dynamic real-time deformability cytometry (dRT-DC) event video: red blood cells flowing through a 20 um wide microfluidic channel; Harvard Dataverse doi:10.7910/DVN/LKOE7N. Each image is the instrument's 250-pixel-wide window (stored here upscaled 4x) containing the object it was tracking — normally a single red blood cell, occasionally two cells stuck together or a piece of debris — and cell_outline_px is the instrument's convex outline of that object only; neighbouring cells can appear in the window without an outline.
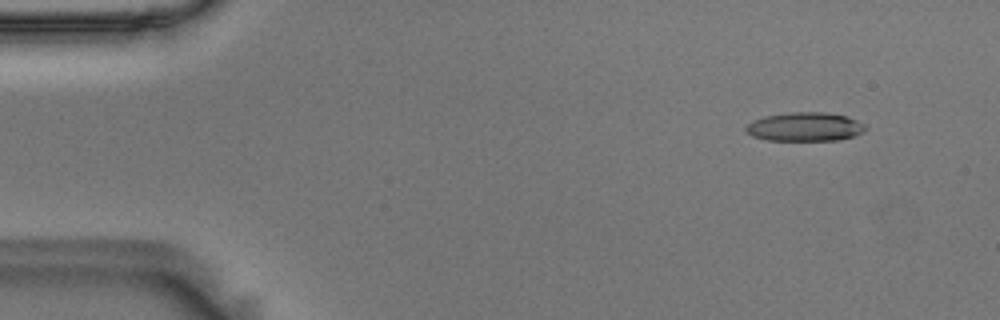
{"species": "Egyptian fruit bat (a non-hibernating species)", "species_latin": "Rousettus aegyptiacus", "temperature_condition": "room temperature", "stored_images_in_passage": 55, "camera_frame_rate_fps": 3000, "um_per_image_px": 0.085, "animal": {"sex": "male"}, "frame": {"image": 1, "passage_image": 5, "time_ms": 1.333, "image_size_px": [1000, 320], "cell_outline_px": [[868, 128], [864, 132], [852, 136], [836, 140], [768, 140], [752, 136], [744, 128], [752, 120], [764, 116], [788, 112], [824, 112], [848, 116], [864, 124]], "centroid_in_image_um": [68.42, 10.77], "position_along_channel_um": 16.6, "area_um2": 20.11}}
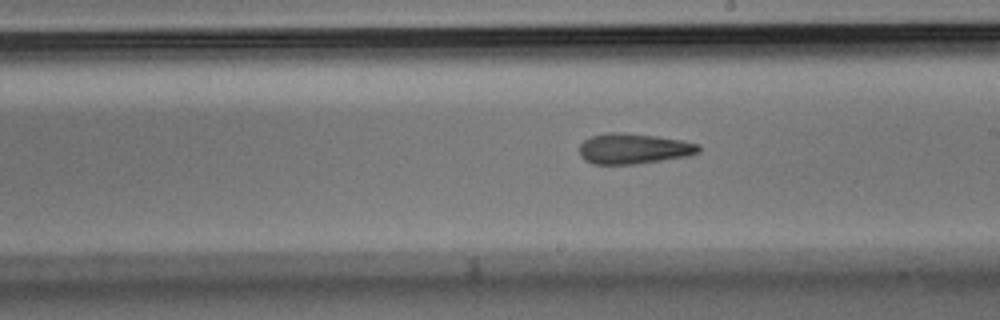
{"frame": {"image": 2, "passage_image": 31, "time_ms": 10.0, "image_size_px": [1000, 320], "cell_outline_px": [[700, 152], [688, 156], [636, 164], [592, 164], [584, 160], [580, 156], [580, 144], [584, 140], [592, 136], [608, 132], [624, 132], [656, 136], [680, 140], [696, 144], [700, 148]], "centroid_in_image_um": [53.82, 12.64], "position_along_channel_um": 235.2, "area_um2": 21.15}}
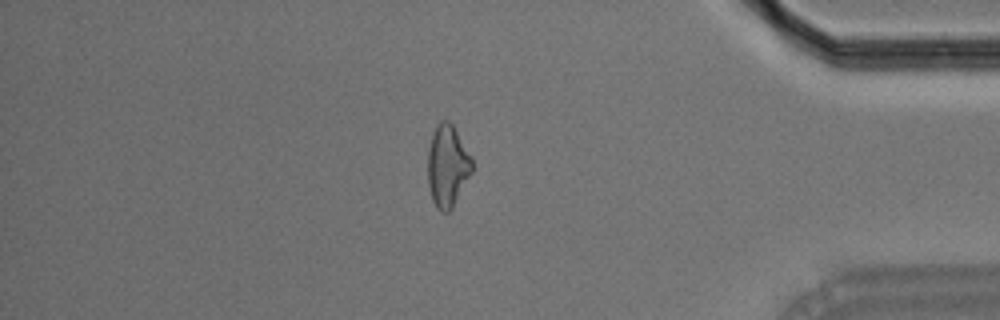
{"frame": {"image": 3, "passage_image": 47, "time_ms": 15.333, "image_size_px": [1000, 320], "cell_outline_px": [[472, 172], [452, 208], [448, 212], [440, 212], [436, 208], [432, 200], [428, 184], [428, 148], [436, 124], [440, 120], [448, 120], [452, 124], [472, 156]], "centroid_in_image_um": [38.03, 14.1], "position_along_channel_um": 397.2, "area_um2": 21.21}, "authors_computed_cell_mechanics": {"area_um2": 21.1548, "velocity_mm_per_s": 3.6346, "shape_relaxation_time_tau1_ms": null, "shape_relaxation_time_tau2_ms": 4.7517, "deformation_change_tau1": null, "deformation_change_tau2": 0.1576}}